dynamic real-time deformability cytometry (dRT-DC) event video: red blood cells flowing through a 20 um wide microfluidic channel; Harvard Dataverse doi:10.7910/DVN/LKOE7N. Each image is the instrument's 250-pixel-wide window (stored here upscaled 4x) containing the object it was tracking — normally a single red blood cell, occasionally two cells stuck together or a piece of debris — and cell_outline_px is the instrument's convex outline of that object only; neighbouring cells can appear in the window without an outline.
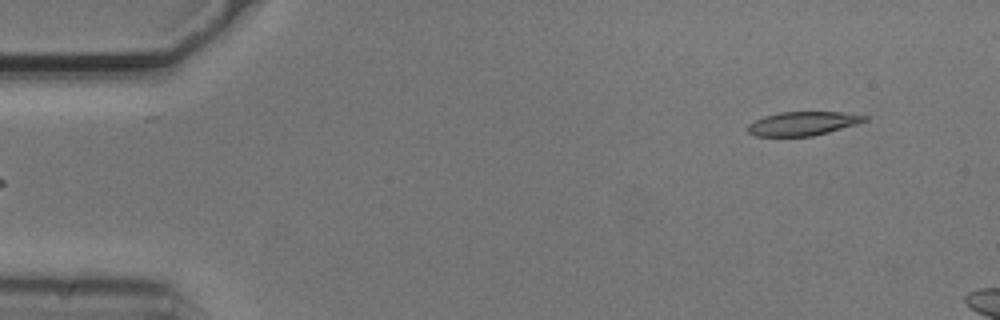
{"species": "common noctule bat (a hibernating species)", "species_latin": "Nyctalus noctula", "temperature_condition": "cold", "stored_images_in_passage": 6, "segment_of_instrument_passage": [2, 2], "camera_frame_rate_fps": 3000, "um_per_image_px": 0.085, "animal": {"sex": "male", "body_mass_g": 20.5, "forearm_length_mm": 52.5}, "frame": {"image": 1, "passage_image": 6, "time_ms": 1.667, "image_size_px": [1000, 320], "cell_outline_px": [[868, 120], [856, 124], [828, 132], [812, 136], [756, 136], [748, 132], [748, 124], [764, 116], [780, 112], [840, 112], [868, 116]], "centroid_in_image_um": [68.24, 10.5], "position_along_channel_um": 16.8, "area_um2": 16.07}}